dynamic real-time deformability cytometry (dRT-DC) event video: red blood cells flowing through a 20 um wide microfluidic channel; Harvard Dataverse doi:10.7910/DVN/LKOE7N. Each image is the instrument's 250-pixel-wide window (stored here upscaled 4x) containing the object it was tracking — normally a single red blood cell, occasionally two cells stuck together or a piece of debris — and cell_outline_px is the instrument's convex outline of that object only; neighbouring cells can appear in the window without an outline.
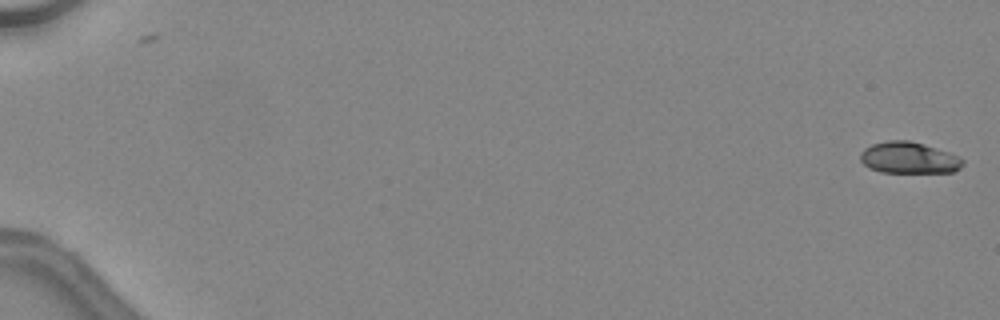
{"species": "common noctule bat (a hibernating species)", "species_latin": "Nyctalus noctula", "temperature_condition": "warm", "stored_images_in_passage": 16, "camera_frame_rate_fps": 3000, "um_per_image_px": 0.085, "animal": {"sex": "female", "body_mass_g": 24.6, "forearm_length_mm": 56.2}, "frame": {"image": 1, "passage_image": 1, "time_ms": 0.0, "image_size_px": [1000, 320], "cell_outline_px": [[964, 164], [960, 168], [952, 172], [880, 172], [868, 168], [860, 160], [860, 152], [864, 148], [872, 144], [888, 140], [908, 140], [924, 144], [948, 152], [964, 160]], "centroid_in_image_um": [77.22, 13.41], "position_along_channel_um": 7.8, "area_um2": 18.79}}
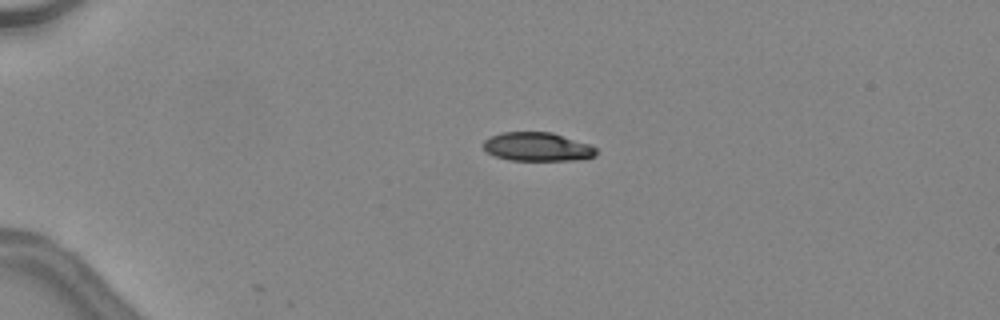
{"frame": {"image": 2, "passage_image": 13, "time_ms": 4.0, "image_size_px": [1000, 320], "cell_outline_px": [[596, 156], [576, 160], [508, 160], [496, 156], [488, 152], [484, 148], [484, 140], [488, 136], [504, 132], [552, 132], [588, 144], [596, 148]], "centroid_in_image_um": [45.66, 12.47], "position_along_channel_um": 39.3, "area_um2": 18.79}}